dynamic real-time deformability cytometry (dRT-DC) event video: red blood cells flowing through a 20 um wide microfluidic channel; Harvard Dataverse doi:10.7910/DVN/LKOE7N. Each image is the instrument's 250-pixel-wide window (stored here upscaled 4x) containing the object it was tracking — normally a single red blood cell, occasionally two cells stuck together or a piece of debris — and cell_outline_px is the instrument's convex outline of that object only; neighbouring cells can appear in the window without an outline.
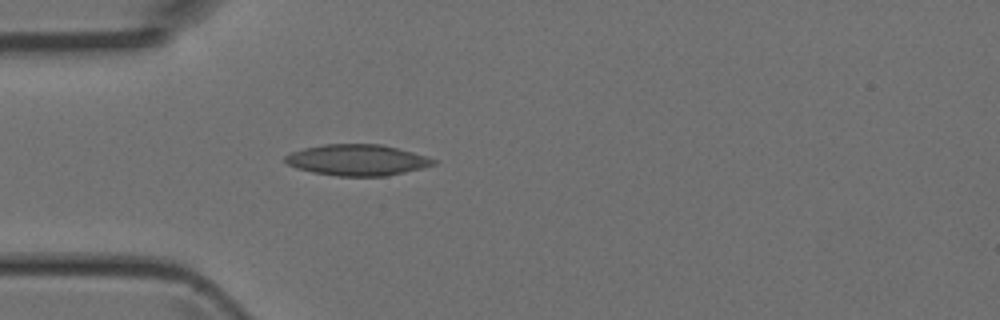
{"species": "Egyptian fruit bat (a non-hibernating species)", "species_latin": "Rousettus aegyptiacus", "temperature_condition": "room temperature", "stored_images_in_passage": 3, "camera_frame_rate_fps": 3000, "um_per_image_px": 0.085, "animal": {"sex": "female"}, "frame": {"image": 1, "passage_image": 3, "time_ms": 0.667, "image_size_px": [1000, 320], "cell_outline_px": [[436, 164], [404, 172], [384, 176], [336, 176], [312, 172], [296, 168], [288, 164], [284, 160], [284, 156], [292, 152], [304, 148], [324, 144], [380, 144], [412, 152], [436, 160]], "centroid_in_image_um": [30.31, 13.6], "position_along_channel_um": 54.7, "area_um2": 26.59}}